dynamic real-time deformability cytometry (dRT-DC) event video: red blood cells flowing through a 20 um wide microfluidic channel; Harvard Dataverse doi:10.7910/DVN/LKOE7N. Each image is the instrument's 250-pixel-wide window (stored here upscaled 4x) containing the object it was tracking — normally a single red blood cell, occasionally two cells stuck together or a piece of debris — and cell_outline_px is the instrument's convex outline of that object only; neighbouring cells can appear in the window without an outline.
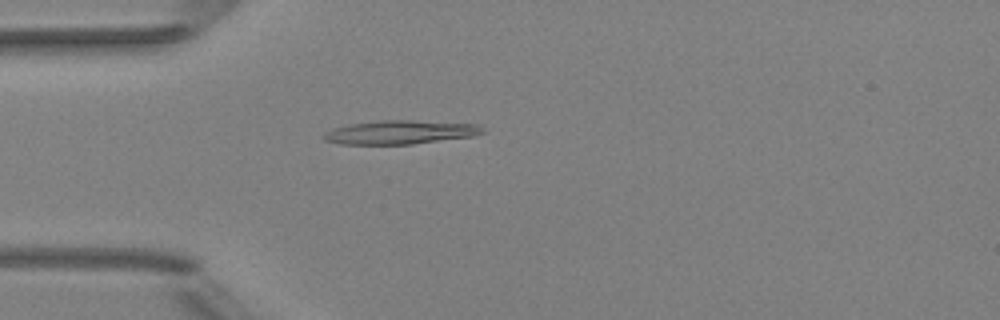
{"species": "Egyptian fruit bat (a non-hibernating species)", "species_latin": "Rousettus aegyptiacus", "temperature_condition": "room temperature", "stored_images_in_passage": 48, "camera_frame_rate_fps": 3000, "um_per_image_px": 0.085, "animal": {"sex": "female"}, "frame": {"image": 1, "passage_image": 11, "time_ms": 3.333, "image_size_px": [1000, 320], "cell_outline_px": [[484, 132], [472, 136], [412, 144], [340, 144], [324, 140], [320, 136], [324, 132], [336, 128], [352, 124], [380, 120], [412, 120], [480, 124], [484, 128]], "centroid_in_image_um": [34.02, 11.24], "position_along_channel_um": 51.0, "area_um2": 21.91}}
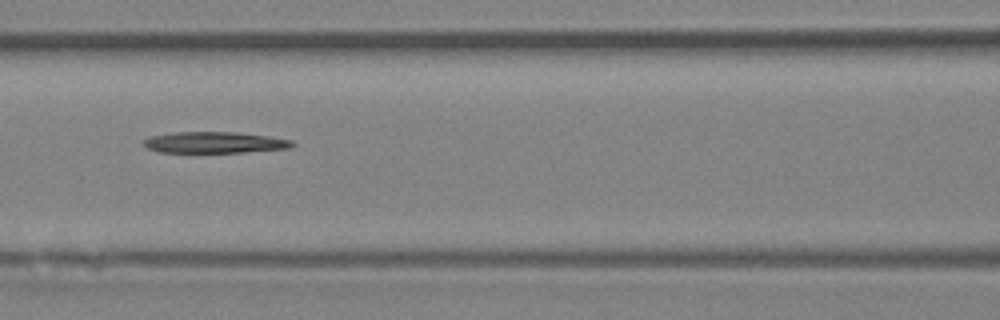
{"frame": {"image": 2, "passage_image": 19, "time_ms": 6.0, "image_size_px": [1000, 320], "cell_outline_px": [[296, 144], [288, 148], [244, 152], [160, 152], [148, 148], [140, 144], [140, 140], [148, 136], [176, 132], [236, 132], [268, 136], [292, 140]], "centroid_in_image_um": [18.16, 12.1], "position_along_channel_um": 148.4, "area_um2": 18.5}}
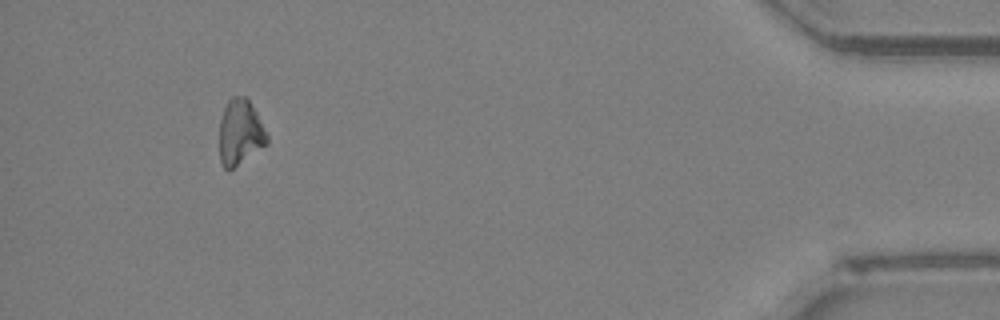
{"frame": {"image": 3, "passage_image": 44, "time_ms": 14.333, "image_size_px": [1000, 320], "cell_outline_px": [[268, 144], [228, 172], [224, 168], [220, 160], [220, 120], [224, 108], [228, 100], [232, 96], [248, 96], [268, 136]], "centroid_in_image_um": [20.41, 11.25], "position_along_channel_um": 414.8, "area_um2": 18.32}, "authors_computed_cell_mechanics": {"area_um2": 19.3341, "velocity_mm_per_s": 4.0277, "shape_relaxation_time_tau1_ms": 6.4289, "shape_relaxation_time_tau2_ms": null, "deformation_change_tau1": 0.1772, "deformation_change_tau2": null}}